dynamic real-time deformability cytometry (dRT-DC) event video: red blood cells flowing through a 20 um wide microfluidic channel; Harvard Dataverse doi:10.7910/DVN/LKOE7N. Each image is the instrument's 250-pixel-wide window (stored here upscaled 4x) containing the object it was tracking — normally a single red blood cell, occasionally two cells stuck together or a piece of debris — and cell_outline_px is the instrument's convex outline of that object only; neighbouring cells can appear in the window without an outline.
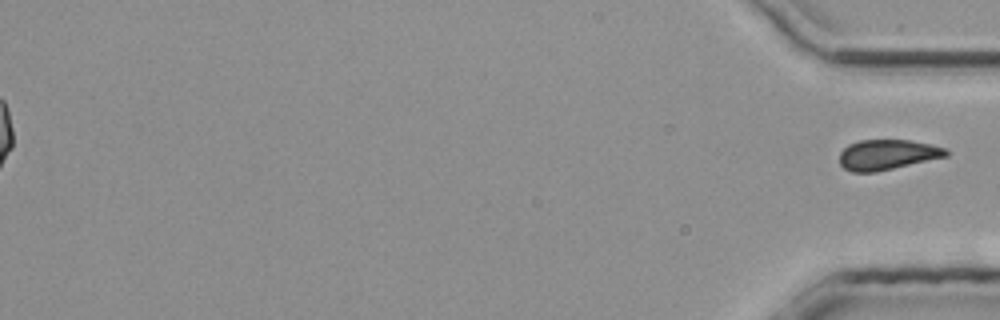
{"species": "common noctule bat (a hibernating species)", "species_latin": "Nyctalus noctula", "temperature_condition": "room temperature", "stored_images_in_passage": 32, "segment_of_instrument_passage": [2, 2], "camera_frame_rate_fps": 3000, "um_per_image_px": 0.085, "animal": {"sex": "male", "body_mass_g": 20.4}, "frame": {"image": 1, "passage_image": 32, "time_ms": 10.333, "image_size_px": [1000, 320], "cell_outline_px": [[948, 156], [876, 172], [852, 172], [844, 168], [840, 164], [840, 152], [848, 144], [860, 140], [908, 140], [948, 148]], "centroid_in_image_um": [75.42, 13.15], "position_along_channel_um": 359.8, "area_um2": 18.73}}